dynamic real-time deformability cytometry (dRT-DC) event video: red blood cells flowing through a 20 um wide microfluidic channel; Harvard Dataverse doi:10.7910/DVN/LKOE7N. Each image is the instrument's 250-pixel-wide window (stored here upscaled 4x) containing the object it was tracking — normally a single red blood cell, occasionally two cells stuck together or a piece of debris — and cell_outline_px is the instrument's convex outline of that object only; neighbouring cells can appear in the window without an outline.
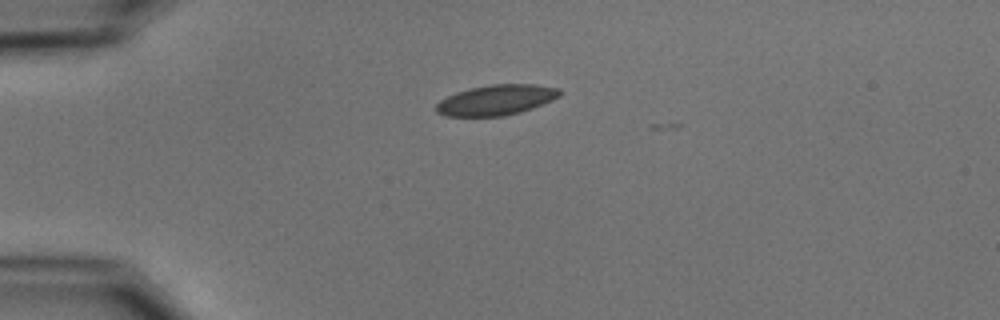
{"species": "common noctule bat (a hibernating species)", "species_latin": "Nyctalus noctula", "temperature_condition": "cold", "stored_images_in_passage": 3, "camera_frame_rate_fps": 3000, "um_per_image_px": 0.085, "animal": {"sex": "male", "body_mass_g": 15.6}, "frame": {"image": 1, "passage_image": 1, "time_ms": 0.0, "image_size_px": [1000, 320], "cell_outline_px": [[564, 92], [560, 96], [552, 100], [532, 108], [520, 112], [504, 116], [448, 116], [436, 112], [436, 104], [440, 100], [456, 92], [468, 88], [488, 84], [536, 84], [560, 88]], "centroid_in_image_um": [42.21, 8.48], "position_along_channel_um": 42.8, "area_um2": 22.02}}